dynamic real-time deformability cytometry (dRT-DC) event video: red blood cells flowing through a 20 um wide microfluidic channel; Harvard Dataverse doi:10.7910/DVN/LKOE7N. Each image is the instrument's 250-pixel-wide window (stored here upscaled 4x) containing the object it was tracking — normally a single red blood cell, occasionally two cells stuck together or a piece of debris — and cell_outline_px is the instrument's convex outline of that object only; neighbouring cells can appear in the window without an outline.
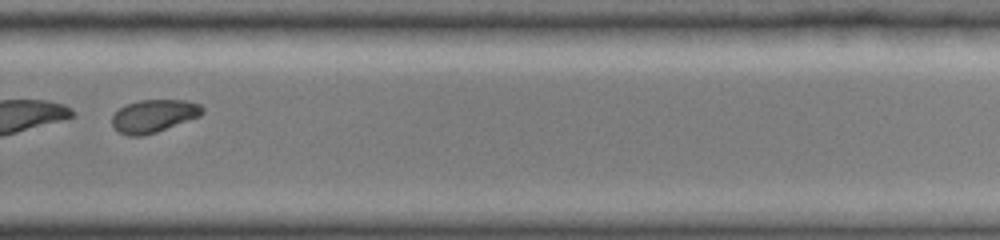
{"species": "common noctule bat (a hibernating species)", "species_latin": "Nyctalus noctula", "temperature_condition": "cold", "stored_images_in_passage": 34, "camera_frame_rate_fps": 3000, "um_per_image_px": 0.085, "animal": {"sex": "female", "body_mass_g": 19.0, "forearm_length_mm": 51.5}, "frame": {"image": 1, "passage_image": 24, "time_ms": 7.667, "image_size_px": [1000, 240], "cell_outline_px": [[204, 112], [200, 116], [156, 132], [144, 136], [128, 136], [120, 132], [112, 124], [112, 116], [124, 104], [140, 100], [188, 100], [200, 104], [204, 108]], "centroid_in_image_um": [13.09, 9.84], "position_along_channel_um": 316.7, "area_um2": 17.28}}